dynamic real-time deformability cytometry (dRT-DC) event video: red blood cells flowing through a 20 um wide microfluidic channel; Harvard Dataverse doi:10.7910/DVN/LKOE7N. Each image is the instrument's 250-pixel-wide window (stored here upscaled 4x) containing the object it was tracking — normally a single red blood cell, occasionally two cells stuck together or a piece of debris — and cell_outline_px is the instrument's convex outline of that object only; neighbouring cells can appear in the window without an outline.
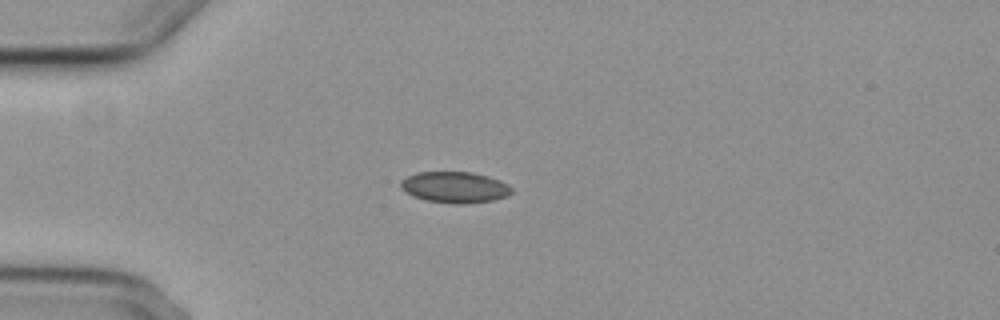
{"species": "common noctule bat (a hibernating species)", "species_latin": "Nyctalus noctula", "temperature_condition": "cold", "stored_images_in_passage": 6, "camera_frame_rate_fps": 3000, "um_per_image_px": 0.085, "animal": {"sex": "female", "body_mass_g": 29.2, "forearm_length_mm": 56.3}, "frame": {"image": 1, "passage_image": 4, "time_ms": 3.333, "image_size_px": [1000, 320], "cell_outline_px": [[512, 192], [508, 196], [492, 200], [464, 204], [456, 204], [424, 200], [412, 196], [400, 188], [400, 180], [416, 172], [472, 172], [488, 176], [500, 180], [508, 184], [512, 188]], "centroid_in_image_um": [38.64, 15.92], "position_along_channel_um": 46.4, "area_um2": 20.29}}
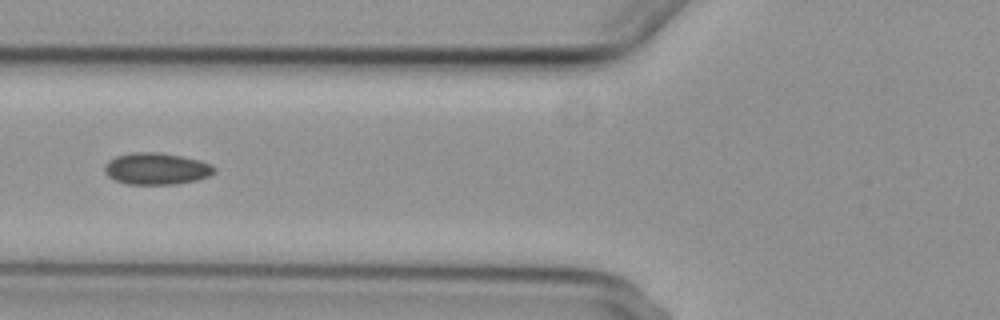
{"frame": {"image": 2, "passage_image": 6, "time_ms": 5.667, "image_size_px": [1000, 320], "cell_outline_px": [[216, 172], [208, 176], [196, 180], [176, 184], [128, 184], [116, 180], [108, 176], [104, 172], [104, 168], [108, 160], [116, 156], [132, 152], [160, 152], [200, 160], [212, 164], [216, 168]], "centroid_in_image_um": [13.31, 14.33], "position_along_channel_um": 112.5, "area_um2": 20.35}}